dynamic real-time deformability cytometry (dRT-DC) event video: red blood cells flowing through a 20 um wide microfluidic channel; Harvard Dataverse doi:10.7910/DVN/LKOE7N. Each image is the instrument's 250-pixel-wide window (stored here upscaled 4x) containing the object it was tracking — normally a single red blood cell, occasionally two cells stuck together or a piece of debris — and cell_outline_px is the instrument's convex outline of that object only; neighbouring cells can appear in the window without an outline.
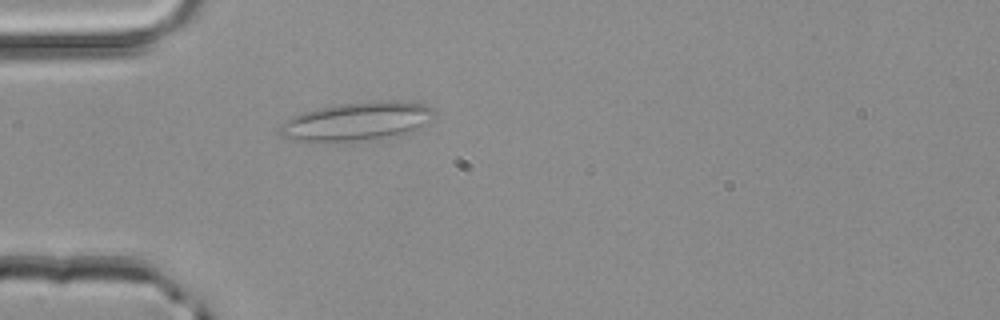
{"species": "common noctule bat (a hibernating species)", "species_latin": "Nyctalus noctula", "temperature_condition": "room temperature", "stored_images_in_passage": 33, "camera_frame_rate_fps": 3000, "um_per_image_px": 0.085, "animal": {"sex": "male", "body_mass_g": 20.4}, "frame": {"image": 1, "passage_image": 1, "time_ms": 0.0, "image_size_px": [1000, 320], "cell_outline_px": [[436, 112], [428, 124], [420, 128], [400, 136], [356, 140], [296, 140], [280, 136], [280, 124], [284, 120], [304, 112], [316, 108], [344, 104], [380, 100], [392, 100], [424, 104], [432, 108]], "centroid_in_image_um": [30.42, 10.3], "position_along_channel_um": 54.6, "area_um2": 34.33}}
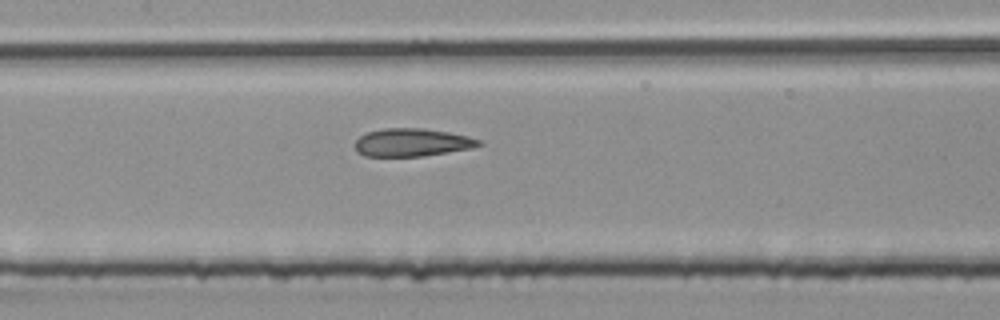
{"frame": {"image": 2, "passage_image": 10, "time_ms": 3.0, "image_size_px": [1000, 320], "cell_outline_px": [[484, 144], [472, 148], [424, 156], [364, 156], [356, 152], [356, 140], [360, 136], [368, 132], [384, 128], [424, 128], [448, 132], [468, 136], [484, 140]], "centroid_in_image_um": [35.07, 12.11], "position_along_channel_um": 172.3, "area_um2": 20.29}}
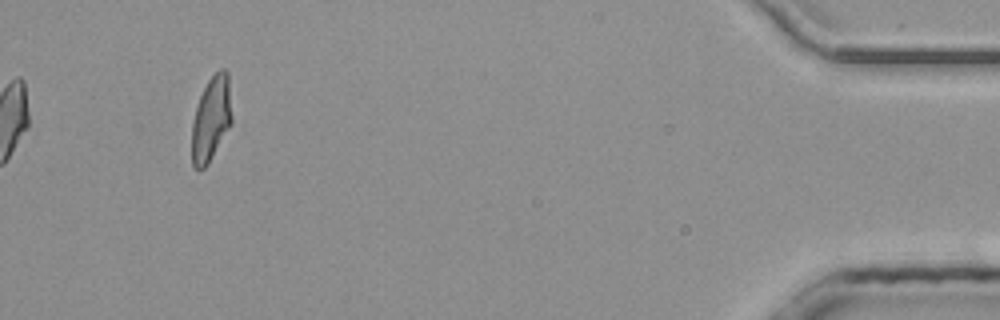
{"frame": {"image": 3, "passage_image": 33, "time_ms": 10.667, "image_size_px": [1000, 320], "cell_outline_px": [[232, 124], [208, 164], [200, 172], [196, 172], [192, 168], [192, 120], [200, 96], [208, 80], [220, 68], [224, 68], [228, 72], [232, 116]], "centroid_in_image_um": [17.95, 10.15], "position_along_channel_um": 417.3, "area_um2": 20.11}, "authors_computed_cell_mechanics": {"area_um2": 20.6924, "velocity_mm_per_s": 4.1804, "shape_relaxation_time_tau1_ms": null, "shape_relaxation_time_tau2_ms": 1.8926, "deformation_change_tau1": null, "deformation_change_tau2": 0.1179}}